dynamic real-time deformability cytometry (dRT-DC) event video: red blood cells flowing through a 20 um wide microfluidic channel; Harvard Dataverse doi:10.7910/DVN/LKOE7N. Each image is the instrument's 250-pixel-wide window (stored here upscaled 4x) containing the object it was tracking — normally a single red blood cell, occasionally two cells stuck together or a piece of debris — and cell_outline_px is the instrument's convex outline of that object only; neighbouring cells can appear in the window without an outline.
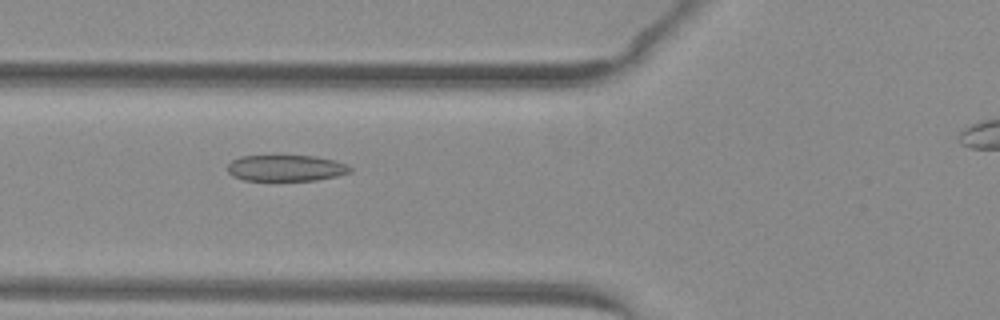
{"species": "common noctule bat (a hibernating species)", "species_latin": "Nyctalus noctula", "temperature_condition": "warm", "stored_images_in_passage": 20, "camera_frame_rate_fps": 3000, "um_per_image_px": 0.085, "animal": {"sex": "female", "body_mass_g": 29.2, "forearm_length_mm": 56.3}, "frame": {"image": 1, "passage_image": 11, "time_ms": 3.333, "image_size_px": [1000, 320], "cell_outline_px": [[352, 172], [336, 176], [316, 180], [244, 180], [232, 176], [228, 172], [228, 164], [232, 160], [240, 156], [316, 156], [336, 160], [348, 164], [352, 168]], "centroid_in_image_um": [24.34, 14.28], "position_along_channel_um": 101.5, "area_um2": 18.79}}
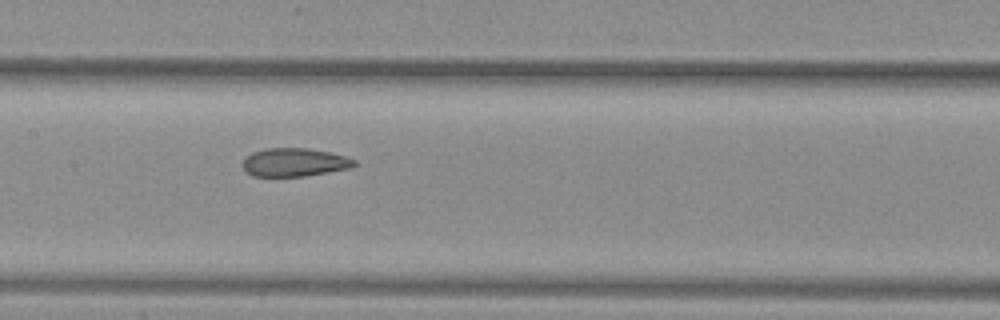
{"frame": {"image": 2, "passage_image": 17, "time_ms": 5.333, "image_size_px": [1000, 320], "cell_outline_px": [[356, 164], [352, 168], [304, 176], [252, 176], [244, 172], [244, 160], [252, 152], [264, 148], [308, 148], [328, 152], [344, 156], [356, 160]], "centroid_in_image_um": [25.02, 13.8], "position_along_channel_um": 182.4, "area_um2": 18.38}}
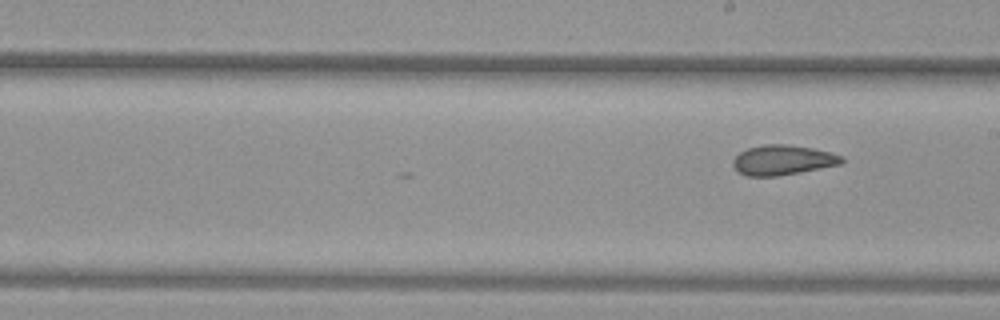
{"frame": {"image": 3, "passage_image": 20, "time_ms": 6.333, "image_size_px": [1000, 320], "cell_outline_px": [[844, 160], [840, 164], [800, 172], [776, 176], [748, 176], [736, 172], [732, 164], [732, 160], [740, 152], [748, 148], [764, 144], [788, 144], [812, 148], [832, 152], [844, 156]], "centroid_in_image_um": [66.52, 13.6], "position_along_channel_um": 222.5, "area_um2": 19.07}}